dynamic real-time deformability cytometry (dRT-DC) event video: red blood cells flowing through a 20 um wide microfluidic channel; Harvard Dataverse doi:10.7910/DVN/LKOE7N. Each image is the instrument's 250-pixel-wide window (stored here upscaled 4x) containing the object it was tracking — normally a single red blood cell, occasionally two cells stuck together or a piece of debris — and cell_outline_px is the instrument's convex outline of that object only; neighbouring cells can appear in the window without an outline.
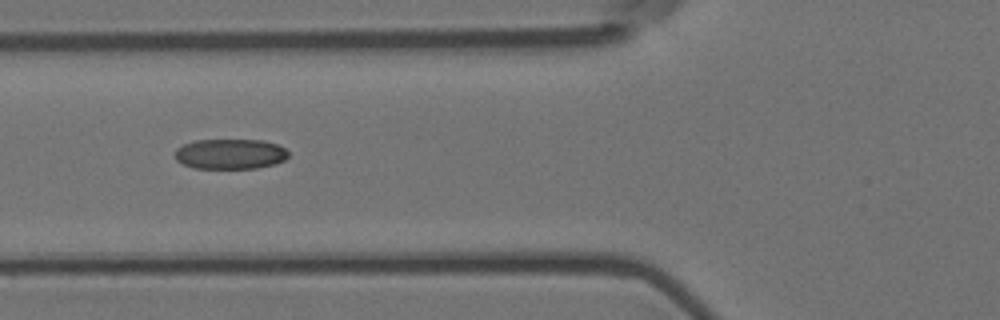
{"species": "Egyptian fruit bat (a non-hibernating species)", "species_latin": "Rousettus aegyptiacus", "temperature_condition": "room temperature", "stored_images_in_passage": 10, "camera_frame_rate_fps": 3000, "um_per_image_px": 0.085, "animal": {"sex": "female"}, "frame": {"image": 1, "passage_image": 6, "time_ms": 1.667, "image_size_px": [1000, 320], "cell_outline_px": [[288, 156], [284, 160], [276, 164], [256, 168], [192, 168], [176, 160], [176, 148], [184, 144], [196, 140], [264, 140], [276, 144], [284, 148], [288, 152]], "centroid_in_image_um": [19.58, 13.09], "position_along_channel_um": 106.2, "area_um2": 19.94}}
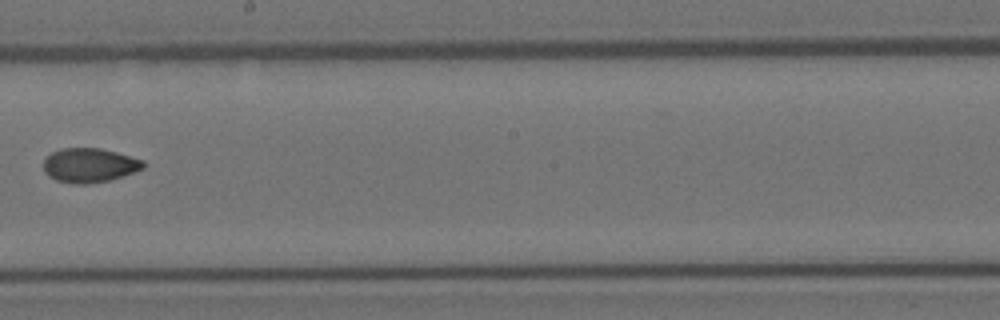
{"frame": {"image": 2, "passage_image": 9, "time_ms": 2.667, "image_size_px": [1000, 320], "cell_outline_px": [[144, 168], [108, 180], [88, 184], [72, 184], [56, 180], [48, 176], [44, 172], [44, 160], [52, 152], [60, 148], [100, 148], [116, 152], [144, 160]], "centroid_in_image_um": [7.57, 14.04], "position_along_channel_um": 240.6, "area_um2": 19.83}}
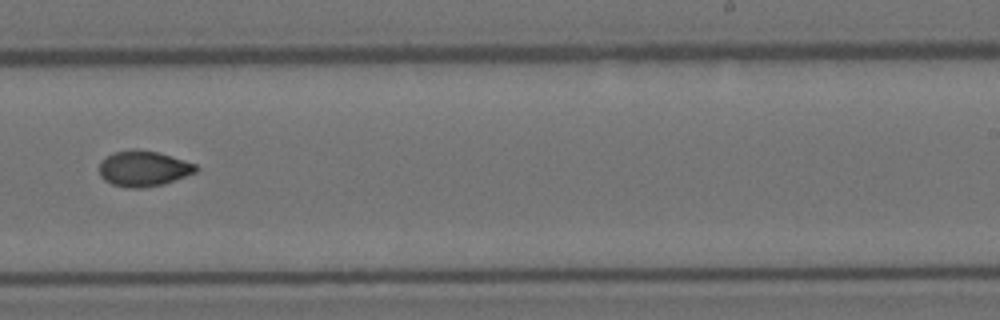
{"frame": {"image": 3, "passage_image": 10, "time_ms": 3.0, "image_size_px": [1000, 320], "cell_outline_px": [[200, 168], [196, 172], [164, 184], [144, 188], [128, 188], [112, 184], [104, 180], [100, 176], [100, 160], [104, 156], [112, 152], [136, 148], [156, 152], [196, 164]], "centroid_in_image_um": [12.16, 14.32], "position_along_channel_um": 276.8, "area_um2": 20.23}}